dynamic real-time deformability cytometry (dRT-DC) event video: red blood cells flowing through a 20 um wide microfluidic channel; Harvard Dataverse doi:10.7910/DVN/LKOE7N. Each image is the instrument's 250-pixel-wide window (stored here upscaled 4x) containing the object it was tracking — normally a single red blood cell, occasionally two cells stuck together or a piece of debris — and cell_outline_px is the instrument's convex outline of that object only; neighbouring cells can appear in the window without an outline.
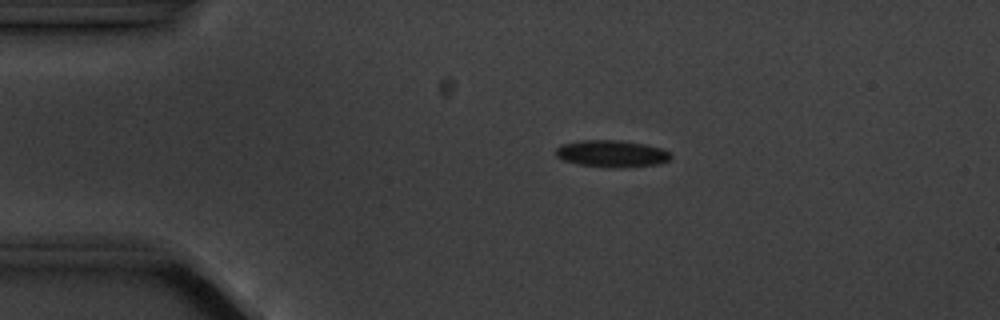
{"species": "common noctule bat (a hibernating species)", "species_latin": "Nyctalus noctula", "temperature_condition": "cold", "stored_images_in_passage": 8, "camera_frame_rate_fps": 3000, "um_per_image_px": 0.085, "animal": {"sex": "male", "body_mass_g": 20.1, "forearm_length_mm": 53.5}, "frame": {"image": 1, "passage_image": 4, "time_ms": 3.333, "image_size_px": [1000, 320], "cell_outline_px": [[672, 156], [668, 160], [660, 164], [624, 168], [608, 168], [576, 164], [560, 160], [556, 156], [556, 148], [560, 144], [584, 140], [620, 140], [644, 144], [660, 148], [668, 152]], "centroid_in_image_um": [51.95, 13.08], "position_along_channel_um": 33.0, "area_um2": 18.32}}
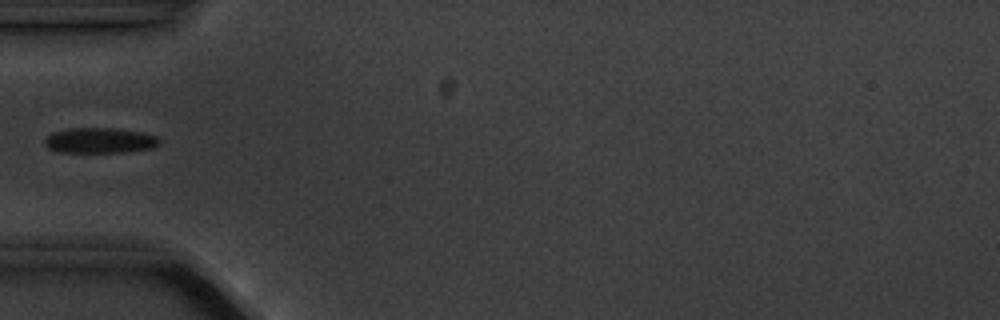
{"frame": {"image": 2, "passage_image": 6, "time_ms": 5.667, "image_size_px": [1000, 320], "cell_outline_px": [[160, 144], [152, 148], [124, 152], [60, 152], [48, 148], [44, 144], [44, 140], [52, 132], [68, 128], [116, 128], [140, 132], [156, 136], [160, 140]], "centroid_in_image_um": [8.47, 11.94], "position_along_channel_um": 76.5, "area_um2": 16.99}}